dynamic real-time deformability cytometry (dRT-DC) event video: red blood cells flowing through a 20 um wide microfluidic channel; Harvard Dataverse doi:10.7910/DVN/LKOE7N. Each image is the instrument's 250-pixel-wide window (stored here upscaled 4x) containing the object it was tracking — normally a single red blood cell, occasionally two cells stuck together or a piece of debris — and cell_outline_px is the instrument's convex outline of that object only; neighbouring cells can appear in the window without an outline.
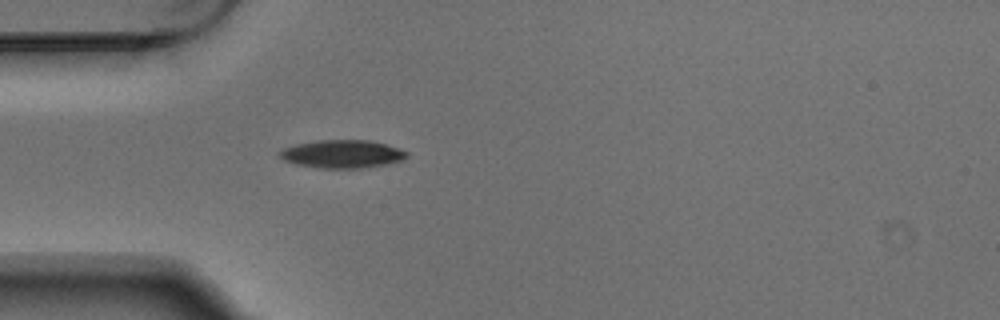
{"species": "Egyptian fruit bat (a non-hibernating species)", "species_latin": "Rousettus aegyptiacus", "temperature_condition": "warm", "stored_images_in_passage": 1, "camera_frame_rate_fps": 3000, "um_per_image_px": 0.085, "animal": {"sex": "male"}, "frame": {"image": 1, "passage_image": 1, "time_ms": 0.0, "image_size_px": [1000, 320], "cell_outline_px": [[408, 156], [404, 160], [388, 164], [364, 168], [316, 168], [296, 164], [284, 160], [280, 156], [280, 152], [284, 148], [296, 144], [320, 140], [368, 140], [384, 144], [408, 152]], "centroid_in_image_um": [29.11, 13.1], "position_along_channel_um": 55.9, "area_um2": 20.69}}